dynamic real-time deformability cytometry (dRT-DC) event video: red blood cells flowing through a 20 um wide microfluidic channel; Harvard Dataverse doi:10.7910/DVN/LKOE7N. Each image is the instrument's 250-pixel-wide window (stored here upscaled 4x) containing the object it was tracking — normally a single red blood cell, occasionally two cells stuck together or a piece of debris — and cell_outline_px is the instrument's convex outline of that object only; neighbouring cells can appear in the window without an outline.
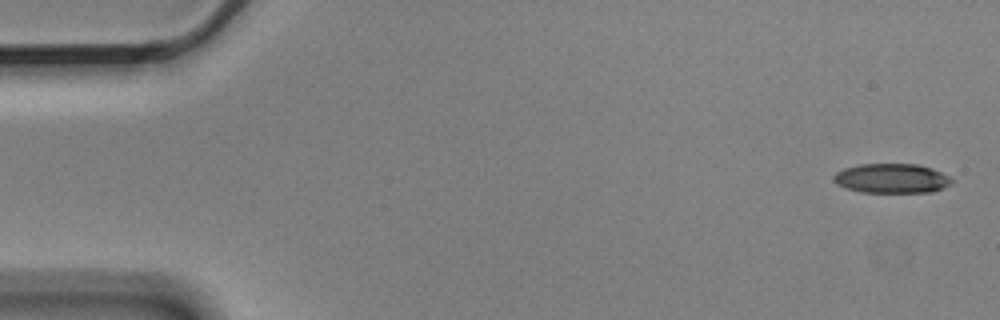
{"species": "Egyptian fruit bat (a non-hibernating species)", "species_latin": "Rousettus aegyptiacus", "temperature_condition": "cold", "stored_images_in_passage": 5, "camera_frame_rate_fps": 3000, "um_per_image_px": 0.085, "animal": {"sex": "male"}, "frame": {"image": 1, "passage_image": 1, "time_ms": 0.0, "image_size_px": [1000, 320], "cell_outline_px": [[952, 180], [944, 188], [932, 192], [860, 192], [844, 188], [836, 184], [832, 180], [832, 176], [836, 172], [844, 168], [860, 164], [916, 164], [932, 168], [948, 176]], "centroid_in_image_um": [75.73, 15.16], "position_along_channel_um": 9.3, "area_um2": 20.35}}